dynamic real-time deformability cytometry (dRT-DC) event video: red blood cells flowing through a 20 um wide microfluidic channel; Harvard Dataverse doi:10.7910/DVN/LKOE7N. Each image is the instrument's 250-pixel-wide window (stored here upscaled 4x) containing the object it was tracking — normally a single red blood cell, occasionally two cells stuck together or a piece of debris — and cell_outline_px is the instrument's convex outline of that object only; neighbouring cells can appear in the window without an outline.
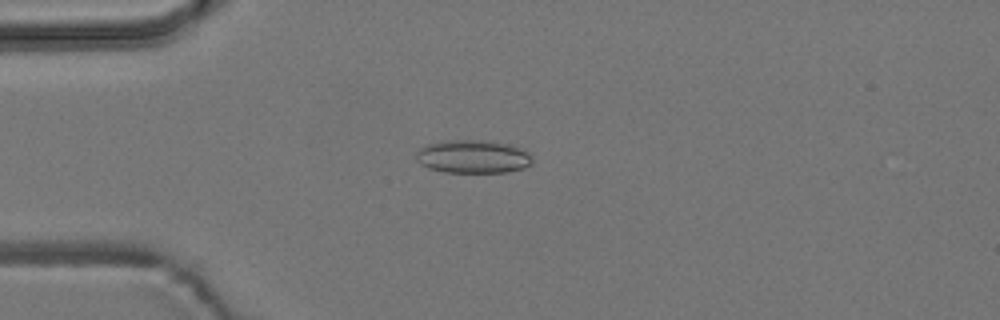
{"species": "common noctule bat (a hibernating species)", "species_latin": "Nyctalus noctula", "temperature_condition": "room temperature", "stored_images_in_passage": 6, "camera_frame_rate_fps": 3000, "um_per_image_px": 0.085, "animal": {"sex": "male", "body_mass_g": 19.2, "forearm_length_mm": 51.8}, "frame": {"image": 1, "passage_image": 4, "time_ms": 4.0, "image_size_px": [1000, 320], "cell_outline_px": [[532, 164], [524, 168], [508, 172], [444, 172], [428, 168], [420, 164], [416, 160], [416, 152], [424, 144], [448, 140], [484, 140], [508, 144], [524, 148], [532, 156]], "centroid_in_image_um": [40.21, 13.31], "position_along_channel_um": 44.8, "area_um2": 22.83}}
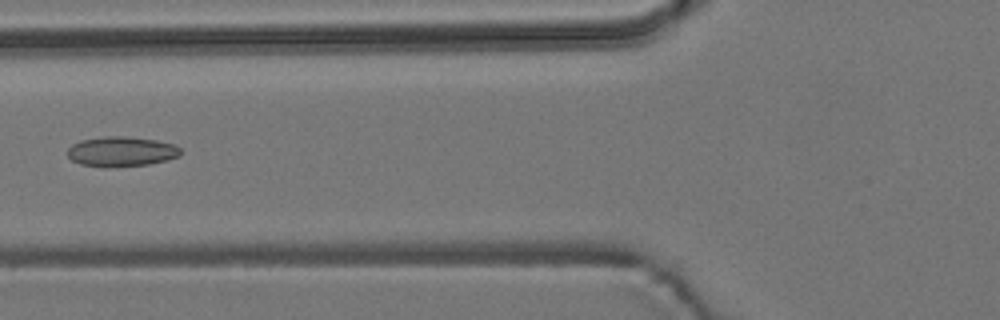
{"frame": {"image": 2, "passage_image": 6, "time_ms": 6.333, "image_size_px": [1000, 320], "cell_outline_px": [[180, 156], [168, 160], [148, 164], [80, 164], [72, 160], [68, 156], [68, 148], [72, 144], [80, 140], [104, 136], [124, 136], [156, 140], [172, 144], [180, 148]], "centroid_in_image_um": [10.33, 12.83], "position_along_channel_um": 115.5, "area_um2": 18.84}}